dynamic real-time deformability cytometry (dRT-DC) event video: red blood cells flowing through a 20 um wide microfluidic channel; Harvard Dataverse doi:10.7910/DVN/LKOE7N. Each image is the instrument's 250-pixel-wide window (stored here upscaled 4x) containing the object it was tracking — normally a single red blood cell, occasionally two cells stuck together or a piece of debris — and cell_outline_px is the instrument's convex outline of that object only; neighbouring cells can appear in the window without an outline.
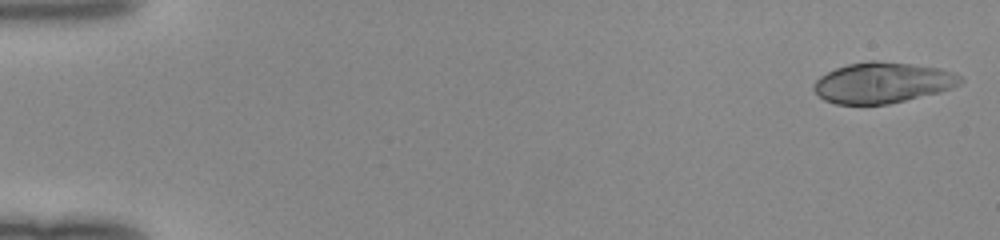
{"species": "human", "species_latin": "Homo sapiens", "temperature_condition": "room temperature", "stored_images_in_passage": 15, "camera_frame_rate_fps": 3000, "um_per_image_px": 0.085, "donor": {"sex": "female"}, "frame": {"image": 1, "passage_image": 1, "time_ms": 0.0, "image_size_px": [1000, 240], "cell_outline_px": [[964, 80], [960, 84], [952, 88], [940, 92], [888, 104], [836, 104], [824, 100], [812, 88], [816, 80], [820, 76], [836, 68], [848, 64], [868, 60], [876, 60], [940, 68], [952, 72], [960, 76]], "centroid_in_image_um": [75.02, 7.03], "position_along_channel_um": 10.0, "area_um2": 34.68}}
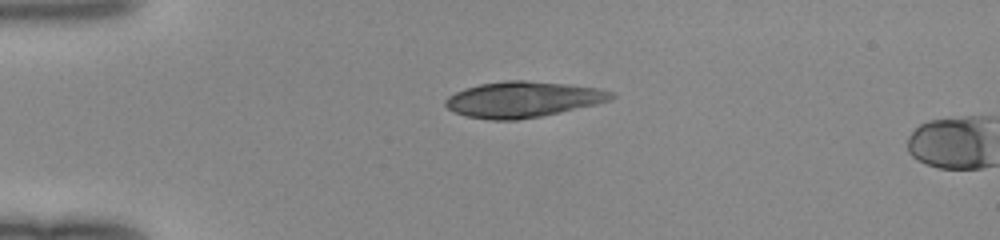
{"frame": {"image": 2, "passage_image": 12, "time_ms": 3.667, "image_size_px": [1000, 240], "cell_outline_px": [[616, 96], [612, 100], [596, 104], [560, 112], [540, 116], [516, 120], [492, 120], [464, 116], [452, 112], [444, 104], [444, 100], [448, 96], [464, 88], [480, 84], [504, 80], [524, 80], [568, 84], [596, 88], [612, 92]], "centroid_in_image_um": [44.41, 8.45], "position_along_channel_um": 40.6, "area_um2": 34.68}}